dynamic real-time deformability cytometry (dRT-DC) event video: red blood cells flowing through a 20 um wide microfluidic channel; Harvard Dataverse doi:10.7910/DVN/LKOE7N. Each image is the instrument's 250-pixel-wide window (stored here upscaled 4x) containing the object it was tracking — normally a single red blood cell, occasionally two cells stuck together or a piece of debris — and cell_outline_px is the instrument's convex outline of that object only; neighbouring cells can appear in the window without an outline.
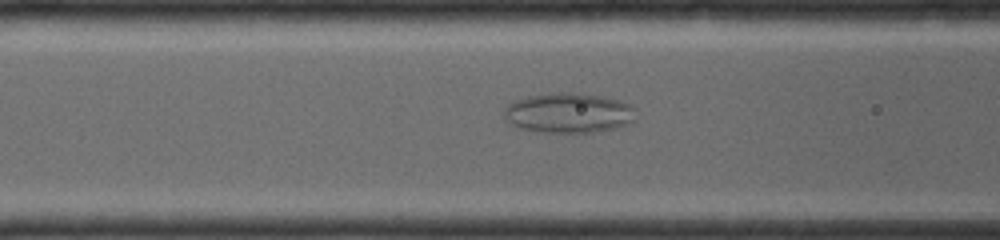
{"species": "common noctule bat (a hibernating species)", "species_latin": "Nyctalus noctula", "temperature_condition": "room temperature", "stored_images_in_passage": 32, "camera_frame_rate_fps": 4000, "um_per_image_px": 0.085, "animal": {"sex": "female", "body_mass_g": 19.0, "forearm_length_mm": 56.7}, "frame": {"image": 1, "passage_image": 11, "time_ms": 5.25, "image_size_px": [1000, 240], "cell_outline_px": [[636, 120], [628, 124], [616, 128], [592, 132], [548, 132], [520, 128], [512, 124], [504, 116], [504, 108], [508, 104], [516, 100], [528, 96], [552, 92], [568, 92], [604, 96], [620, 100], [632, 104]], "centroid_in_image_um": [48.37, 9.58], "position_along_channel_um": 118.2, "area_um2": 30.75}}
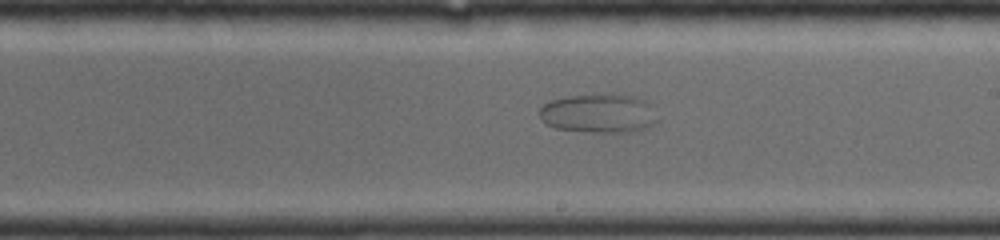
{"frame": {"image": 2, "passage_image": 18, "time_ms": 8.0, "image_size_px": [1000, 240], "cell_outline_px": [[660, 120], [648, 128], [632, 132], [592, 132], [556, 128], [544, 124], [540, 120], [540, 108], [548, 100], [568, 96], [612, 92], [636, 96], [644, 100], [648, 104]], "centroid_in_image_um": [50.9, 9.62], "position_along_channel_um": 238.1, "area_um2": 27.51}}
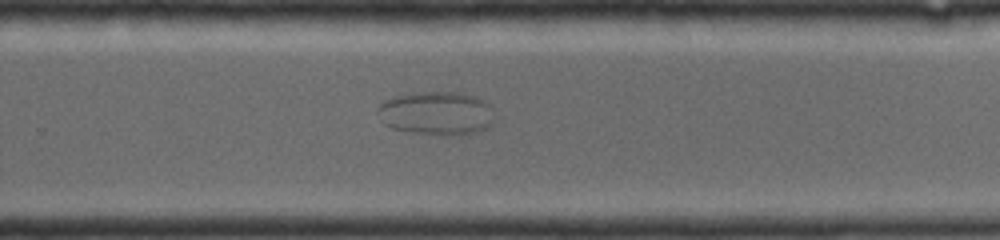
{"frame": {"image": 3, "passage_image": 21, "time_ms": 9.25, "image_size_px": [1000, 240], "cell_outline_px": [[496, 120], [488, 128], [480, 132], [456, 136], [452, 136], [416, 132], [392, 128], [384, 124], [380, 120], [376, 112], [376, 108], [380, 104], [392, 96], [412, 92], [460, 92], [484, 100], [488, 104]], "centroid_in_image_um": [37.1, 9.63], "position_along_channel_um": 292.7, "area_um2": 30.11}}